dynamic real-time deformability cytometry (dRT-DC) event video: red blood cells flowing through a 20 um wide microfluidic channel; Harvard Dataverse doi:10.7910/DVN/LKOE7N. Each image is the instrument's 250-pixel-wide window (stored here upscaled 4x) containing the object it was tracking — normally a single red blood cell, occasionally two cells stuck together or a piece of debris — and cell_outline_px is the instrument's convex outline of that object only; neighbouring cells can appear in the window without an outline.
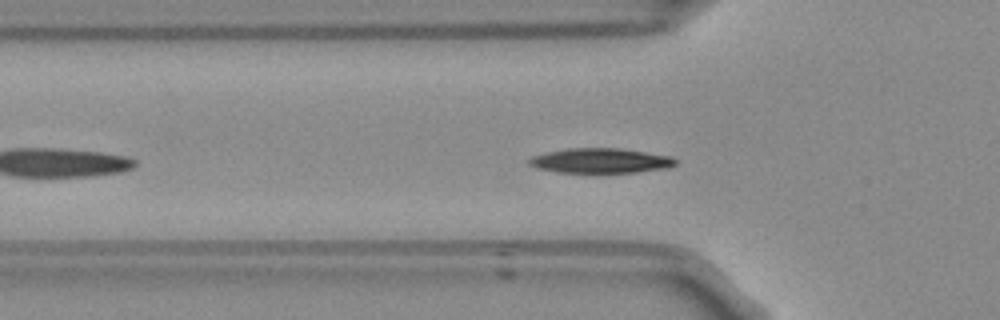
{"species": "Egyptian fruit bat (a non-hibernating species)", "species_latin": "Rousettus aegyptiacus", "temperature_condition": "room temperature", "stored_images_in_passage": 33, "camera_frame_rate_fps": 3000, "um_per_image_px": 0.085, "frame": {"image": 1, "passage_image": 8, "time_ms": 2.333, "image_size_px": [1000, 320], "cell_outline_px": [[676, 164], [664, 168], [636, 172], [596, 176], [560, 172], [536, 168], [528, 164], [528, 160], [532, 156], [548, 152], [568, 148], [616, 148], [644, 152], [668, 156], [676, 160]], "centroid_in_image_um": [50.97, 13.71], "position_along_channel_um": 74.8, "area_um2": 21.85}}
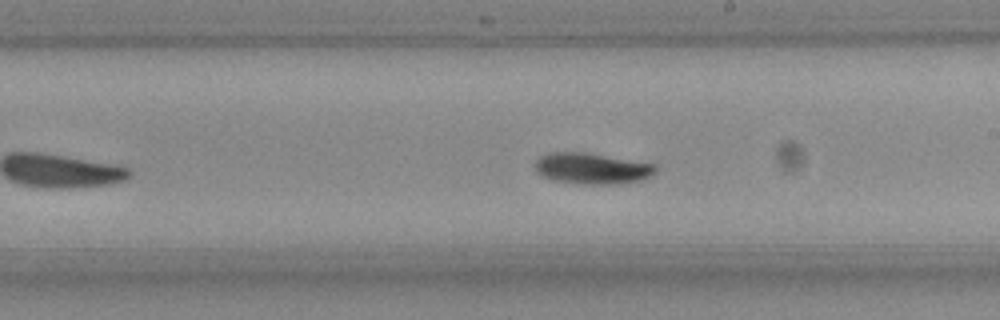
{"frame": {"image": 2, "passage_image": 21, "time_ms": 6.667, "image_size_px": [1000, 320], "cell_outline_px": [[656, 172], [644, 180], [620, 184], [572, 184], [552, 180], [540, 176], [536, 172], [536, 160], [540, 156], [552, 152], [584, 152], [656, 164]], "centroid_in_image_um": [50.31, 14.34], "position_along_channel_um": 238.7, "area_um2": 22.14}}
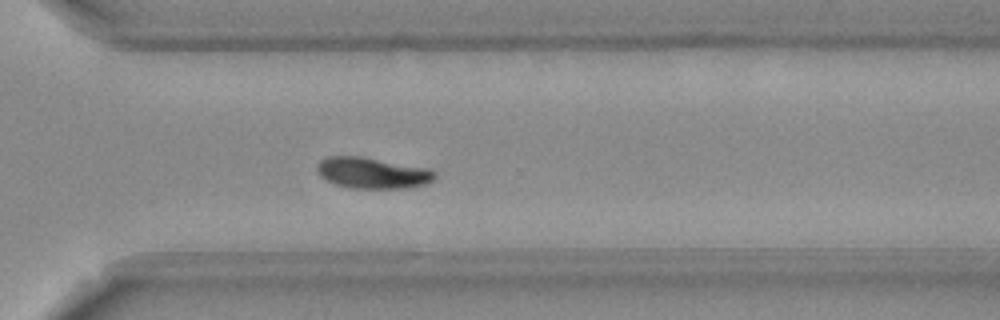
{"frame": {"image": 3, "passage_image": 29, "time_ms": 9.333, "image_size_px": [1000, 320], "cell_outline_px": [[436, 176], [432, 180], [424, 184], [408, 188], [348, 188], [324, 180], [320, 176], [316, 168], [320, 160], [328, 156], [360, 156], [428, 168]], "centroid_in_image_um": [31.6, 14.7], "position_along_channel_um": 339.0, "area_um2": 21.21}, "authors_computed_cell_mechanics": {"area_um2": 21.0392, "velocity_mm_per_s": 3.7655, "shape_relaxation_time_tau1_ms": 3.0898, "shape_relaxation_time_tau2_ms": null, "deformation_change_tau1": 0.1019, "deformation_change_tau2": null}}